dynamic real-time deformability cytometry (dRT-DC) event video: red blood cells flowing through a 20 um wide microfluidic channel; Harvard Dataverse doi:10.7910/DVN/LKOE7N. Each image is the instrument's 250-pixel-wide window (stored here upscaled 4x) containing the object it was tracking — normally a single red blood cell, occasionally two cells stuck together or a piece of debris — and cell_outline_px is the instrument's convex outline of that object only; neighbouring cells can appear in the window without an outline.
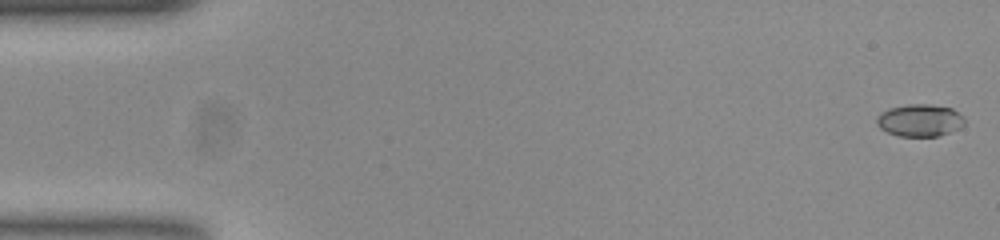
{"species": "common noctule bat (a hibernating species)", "species_latin": "Nyctalus noctula", "temperature_condition": "room temperature", "stored_images_in_passage": 54, "camera_frame_rate_fps": 3000, "um_per_image_px": 0.085, "animal": {"sex": "female", "body_mass_g": 23.0, "forearm_length_mm": 53.4}, "frame": {"image": 1, "passage_image": 1, "time_ms": 0.0, "image_size_px": [1000, 240], "cell_outline_px": [[964, 124], [960, 128], [940, 136], [900, 136], [888, 132], [880, 128], [876, 124], [876, 116], [880, 112], [888, 108], [908, 104], [928, 104], [952, 108], [964, 116]], "centroid_in_image_um": [78.17, 10.22], "position_along_channel_um": 6.8, "area_um2": 16.7}}
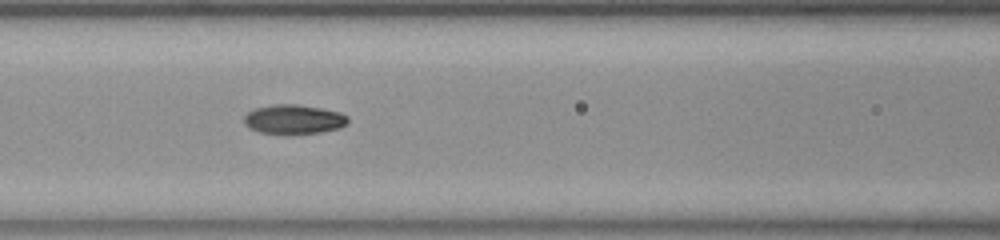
{"frame": {"image": 2, "passage_image": 23, "time_ms": 7.333, "image_size_px": [1000, 240], "cell_outline_px": [[348, 124], [340, 128], [320, 132], [288, 136], [284, 136], [260, 132], [248, 128], [244, 124], [244, 116], [248, 112], [256, 108], [272, 104], [296, 104], [320, 108], [340, 112], [348, 116]], "centroid_in_image_um": [24.96, 10.17], "position_along_channel_um": 141.6, "area_um2": 18.32}}
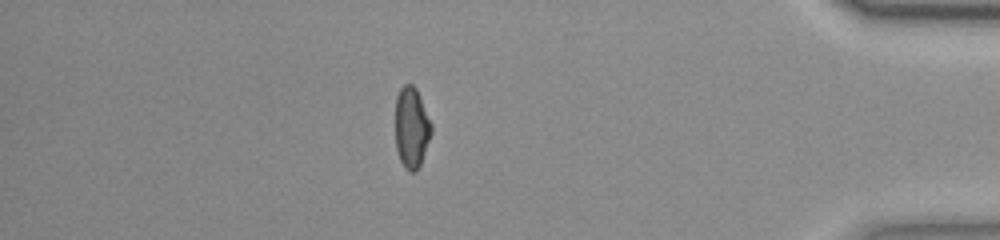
{"frame": {"image": 3, "passage_image": 47, "time_ms": 15.333, "image_size_px": [1000, 240], "cell_outline_px": [[432, 132], [420, 164], [416, 172], [408, 172], [404, 168], [400, 160], [396, 148], [396, 96], [400, 88], [404, 84], [412, 84], [416, 88], [432, 124]], "centroid_in_image_um": [34.97, 10.85], "position_along_channel_um": 400.2, "area_um2": 16.99}, "authors_computed_cell_mechanics": {"area_um2": 17.0799, "velocity_mm_per_s": 3.7719, "shape_relaxation_time_tau1_ms": 6.7467, "shape_relaxation_time_tau2_ms": 1.7451, "deformation_change_tau1": 0.1921, "deformation_change_tau2": 0.0551}}